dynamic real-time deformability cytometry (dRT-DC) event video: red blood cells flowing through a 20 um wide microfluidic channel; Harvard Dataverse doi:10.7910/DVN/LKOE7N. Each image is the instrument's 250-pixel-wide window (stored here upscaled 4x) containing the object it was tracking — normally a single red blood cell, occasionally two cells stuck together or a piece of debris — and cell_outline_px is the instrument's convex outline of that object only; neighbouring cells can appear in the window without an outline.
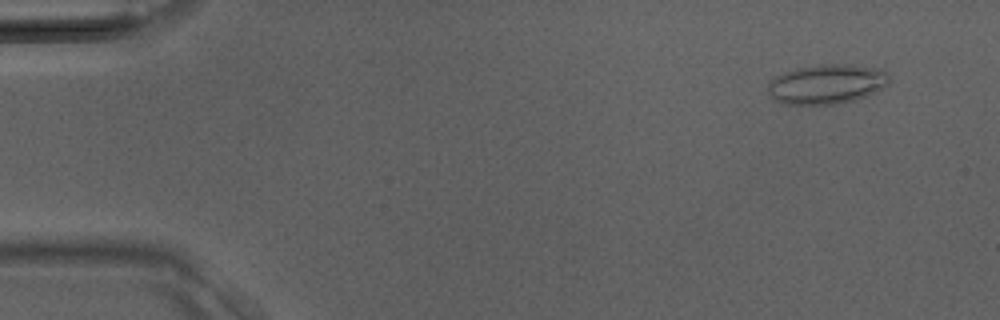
{"species": "Egyptian fruit bat (a non-hibernating species)", "species_latin": "Rousettus aegyptiacus", "temperature_condition": "room temperature", "stored_images_in_passage": 39, "camera_frame_rate_fps": 3000, "um_per_image_px": 0.085, "animal": {"sex": "male"}, "frame": {"image": 1, "passage_image": 3, "time_ms": 0.667, "image_size_px": [1000, 320], "cell_outline_px": [[888, 84], [884, 88], [864, 96], [852, 100], [836, 104], [784, 104], [772, 100], [768, 92], [768, 84], [776, 76], [784, 72], [796, 68], [820, 64], [852, 64], [884, 68], [888, 72]], "centroid_in_image_um": [70.28, 7.13], "position_along_channel_um": 14.7, "area_um2": 28.26}}
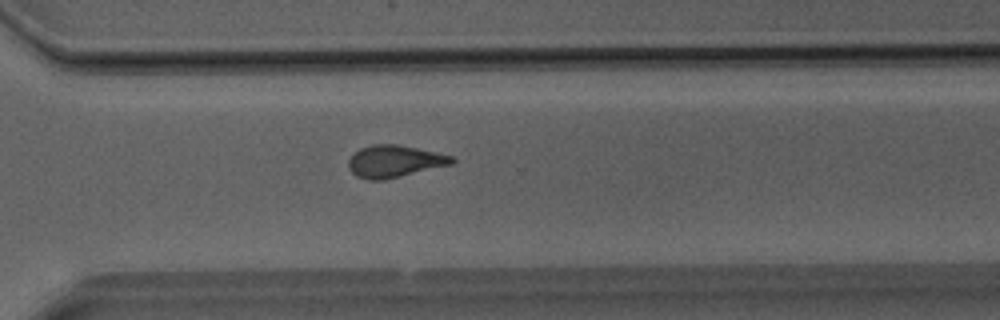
{"frame": {"image": 2, "passage_image": 28, "time_ms": 9.0, "image_size_px": [1000, 320], "cell_outline_px": [[456, 160], [452, 164], [384, 180], [368, 180], [356, 176], [348, 168], [348, 160], [360, 148], [372, 144], [396, 144], [436, 152], [452, 156]], "centroid_in_image_um": [33.51, 13.71], "position_along_channel_um": 337.1, "area_um2": 19.25}}
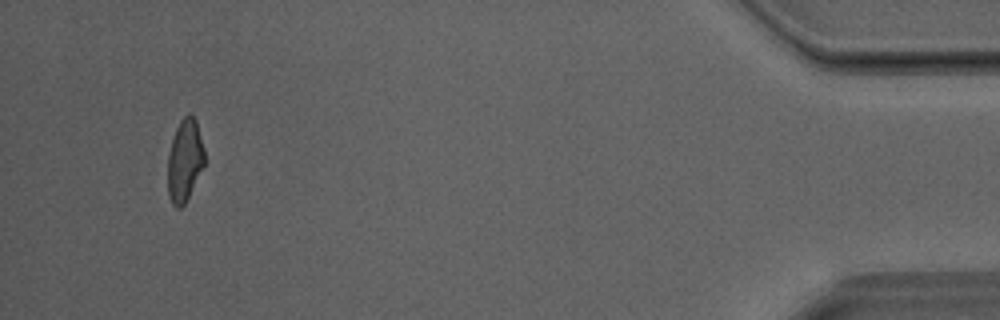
{"frame": {"image": 3, "passage_image": 37, "time_ms": 12.0, "image_size_px": [1000, 320], "cell_outline_px": [[204, 164], [184, 204], [180, 208], [176, 208], [172, 204], [168, 196], [168, 156], [172, 140], [176, 128], [180, 120], [188, 112], [192, 112], [196, 120], [204, 148]], "centroid_in_image_um": [15.69, 13.59], "position_along_channel_um": 419.5, "area_um2": 17.51}}